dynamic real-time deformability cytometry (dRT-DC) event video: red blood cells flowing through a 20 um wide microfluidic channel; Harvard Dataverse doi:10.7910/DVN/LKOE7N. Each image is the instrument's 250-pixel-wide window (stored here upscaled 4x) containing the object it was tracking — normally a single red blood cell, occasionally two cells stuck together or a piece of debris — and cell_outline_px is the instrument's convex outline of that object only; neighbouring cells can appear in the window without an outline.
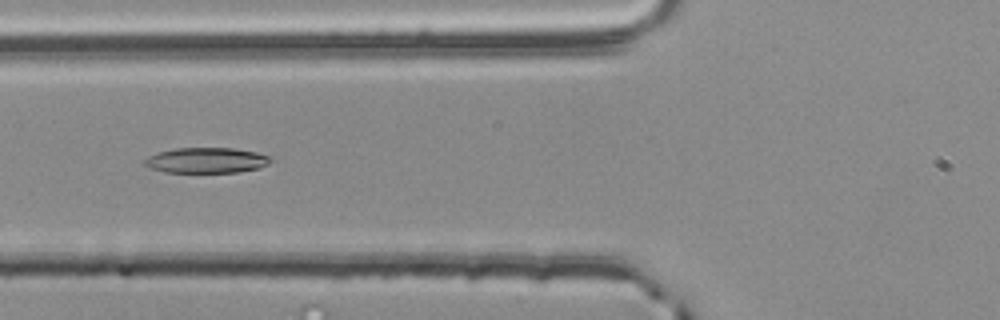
{"species": "common noctule bat (a hibernating species)", "species_latin": "Nyctalus noctula", "temperature_condition": "room temperature", "stored_images_in_passage": 37, "camera_frame_rate_fps": 3000, "um_per_image_px": 0.085, "animal": {"sex": "male", "body_mass_g": 20.4}, "frame": {"image": 1, "passage_image": 6, "time_ms": 1.667, "image_size_px": [1000, 320], "cell_outline_px": [[272, 160], [268, 164], [256, 168], [240, 172], [164, 172], [140, 164], [148, 156], [156, 152], [176, 148], [232, 148], [256, 152], [268, 156]], "centroid_in_image_um": [17.48, 13.62], "position_along_channel_um": 108.3, "area_um2": 18.67}}
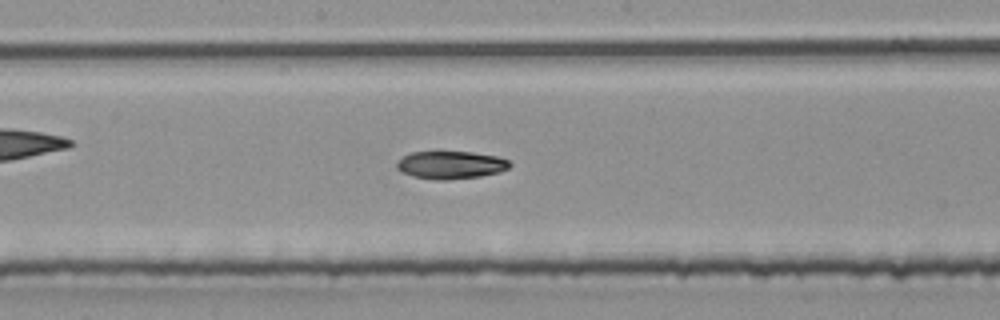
{"frame": {"image": 2, "passage_image": 14, "time_ms": 4.333, "image_size_px": [1000, 320], "cell_outline_px": [[512, 164], [508, 168], [500, 172], [480, 176], [448, 180], [436, 180], [412, 176], [396, 168], [396, 164], [404, 156], [412, 152], [472, 152], [496, 156], [508, 160]], "centroid_in_image_um": [38.34, 14.03], "position_along_channel_um": 209.9, "area_um2": 18.15}}
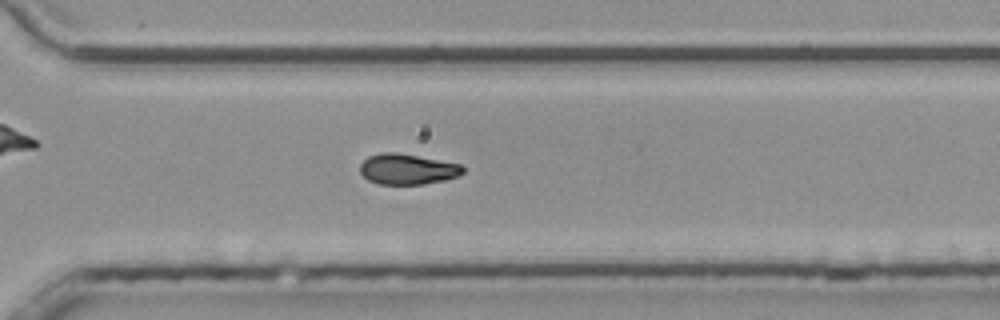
{"frame": {"image": 3, "passage_image": 24, "time_ms": 7.667, "image_size_px": [1000, 320], "cell_outline_px": [[464, 172], [460, 176], [444, 180], [424, 184], [380, 184], [368, 180], [360, 172], [360, 164], [368, 156], [384, 152], [396, 152], [464, 164]], "centroid_in_image_um": [34.67, 14.37], "position_along_channel_um": 335.9, "area_um2": 18.5}}